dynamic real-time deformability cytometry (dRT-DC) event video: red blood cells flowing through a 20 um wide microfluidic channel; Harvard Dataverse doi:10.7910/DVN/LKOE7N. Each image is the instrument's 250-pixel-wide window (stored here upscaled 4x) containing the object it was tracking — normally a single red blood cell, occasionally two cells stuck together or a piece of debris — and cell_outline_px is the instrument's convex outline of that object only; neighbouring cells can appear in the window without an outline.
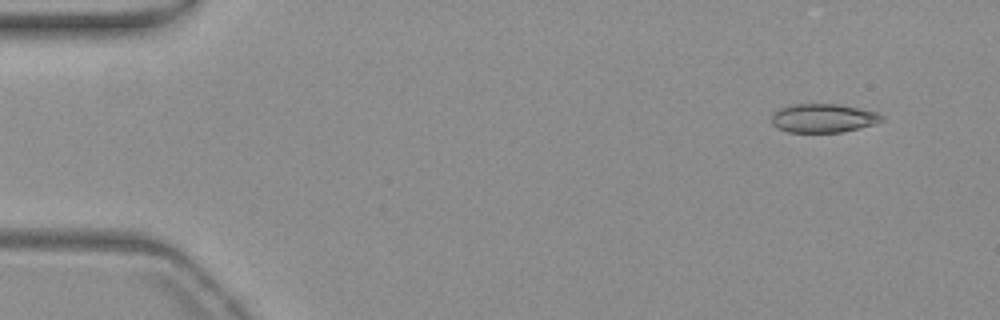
{"species": "common noctule bat (a hibernating species)", "species_latin": "Nyctalus noctula", "temperature_condition": "warm", "stored_images_in_passage": 51, "camera_frame_rate_fps": 3000, "um_per_image_px": 0.085, "animal": {"sex": "female", "body_mass_g": 19.3, "forearm_length_mm": 54.1}, "frame": {"image": 1, "passage_image": 1, "time_ms": 0.0, "image_size_px": [1000, 320], "cell_outline_px": [[884, 120], [876, 124], [844, 132], [788, 132], [772, 124], [772, 116], [780, 108], [792, 104], [836, 104], [876, 112], [884, 116]], "centroid_in_image_um": [70.01, 10.05], "position_along_channel_um": 15.0, "area_um2": 18.32}}
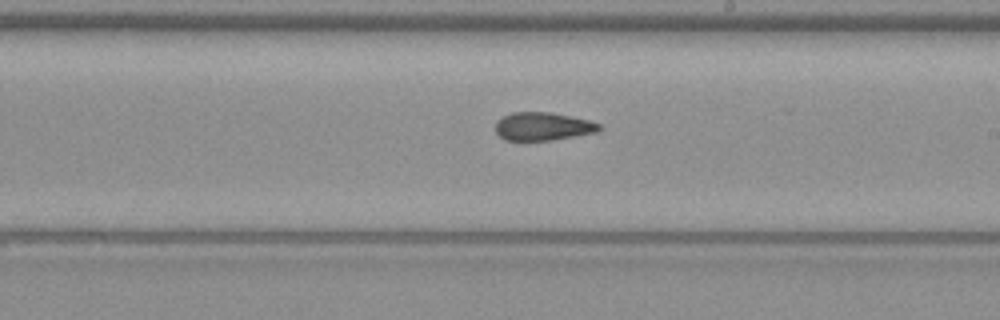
{"frame": {"image": 2, "passage_image": 28, "time_ms": 9.0, "image_size_px": [1000, 320], "cell_outline_px": [[604, 128], [596, 132], [552, 140], [504, 140], [496, 132], [496, 120], [512, 112], [552, 112], [588, 120], [600, 124]], "centroid_in_image_um": [46.14, 10.74], "position_along_channel_um": 242.9, "area_um2": 16.99}}
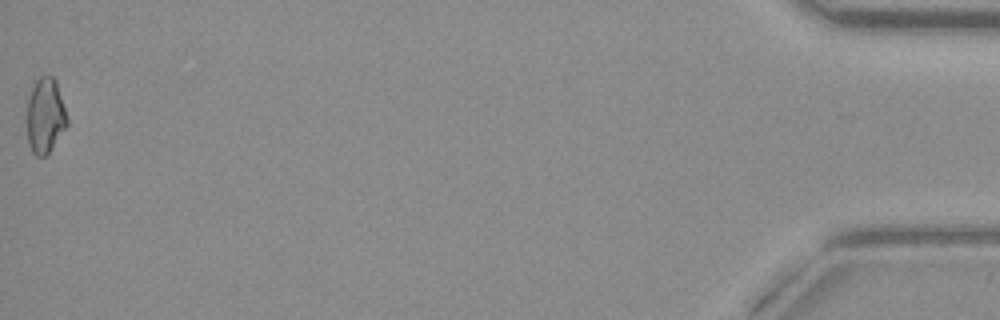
{"frame": {"image": 3, "passage_image": 51, "time_ms": 16.667, "image_size_px": [1000, 320], "cell_outline_px": [[68, 124], [48, 152], [44, 156], [36, 156], [32, 152], [28, 144], [28, 100], [32, 88], [36, 80], [40, 76], [52, 76], [56, 80], [68, 120]], "centroid_in_image_um": [3.85, 9.82], "position_along_channel_um": 431.4, "area_um2": 17.22}, "authors_computed_cell_mechanics": {"area_um2": 17.5712, "velocity_mm_per_s": 3.8042, "shape_relaxation_time_tau1_ms": null, "shape_relaxation_time_tau2_ms": 1.2409, "deformation_change_tau1": null, "deformation_change_tau2": 0.0736}}